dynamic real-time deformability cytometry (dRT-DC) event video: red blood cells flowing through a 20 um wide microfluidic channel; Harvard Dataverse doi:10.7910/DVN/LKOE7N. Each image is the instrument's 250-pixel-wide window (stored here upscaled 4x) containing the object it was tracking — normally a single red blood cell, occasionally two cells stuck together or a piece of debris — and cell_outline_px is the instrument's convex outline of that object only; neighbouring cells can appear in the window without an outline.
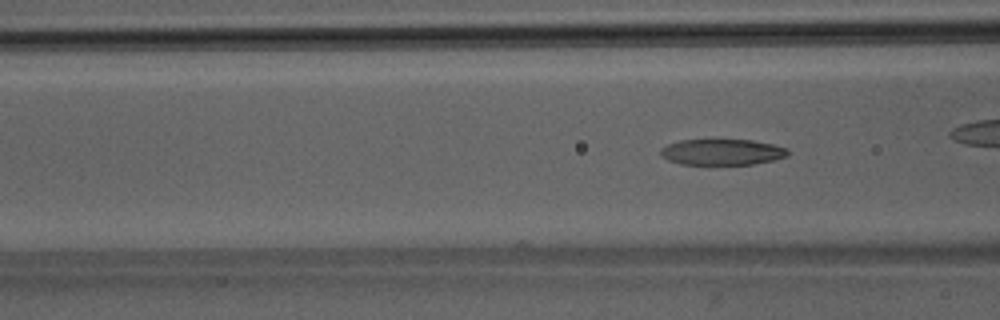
{"species": "Egyptian fruit bat (a non-hibernating species)", "species_latin": "Rousettus aegyptiacus", "temperature_condition": "room temperature", "stored_images_in_passage": 5, "camera_frame_rate_fps": 3000, "um_per_image_px": 0.085, "animal": {"sex": "male"}, "frame": {"image": 1, "passage_image": 5, "time_ms": 4.667, "image_size_px": [1000, 320], "cell_outline_px": [[788, 156], [772, 160], [752, 164], [680, 164], [668, 160], [660, 156], [660, 148], [668, 144], [680, 140], [752, 140], [772, 144], [788, 148]], "centroid_in_image_um": [61.35, 12.92], "position_along_channel_um": 105.2, "area_um2": 19.19}}